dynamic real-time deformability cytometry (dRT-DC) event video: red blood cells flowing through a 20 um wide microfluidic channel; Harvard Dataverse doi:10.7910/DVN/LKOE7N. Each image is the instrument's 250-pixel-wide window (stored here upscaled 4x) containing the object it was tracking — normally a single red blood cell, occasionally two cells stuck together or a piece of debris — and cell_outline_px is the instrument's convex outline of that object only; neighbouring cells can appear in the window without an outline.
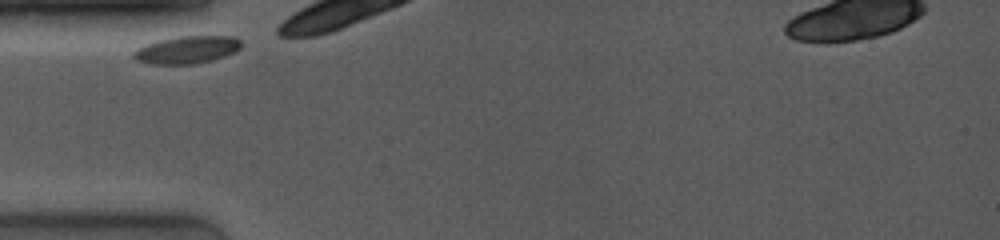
{"species": "common noctule bat (a hibernating species)", "species_latin": "Nyctalus noctula", "temperature_condition": "room temperature", "stored_images_in_passage": 25, "camera_frame_rate_fps": 4000, "um_per_image_px": 0.085, "animal": {"sex": "female", "body_mass_g": 19.0, "forearm_length_mm": 53.3}, "frame": {"image": 1, "passage_image": 1, "time_ms": 0.0, "image_size_px": [1000, 240], "cell_outline_px": [[240, 48], [236, 52], [212, 60], [196, 64], [148, 64], [136, 60], [132, 56], [132, 52], [136, 48], [144, 44], [160, 40], [180, 36], [236, 36], [240, 40]], "centroid_in_image_um": [15.86, 4.23], "position_along_channel_um": 69.1, "area_um2": 17.46}}